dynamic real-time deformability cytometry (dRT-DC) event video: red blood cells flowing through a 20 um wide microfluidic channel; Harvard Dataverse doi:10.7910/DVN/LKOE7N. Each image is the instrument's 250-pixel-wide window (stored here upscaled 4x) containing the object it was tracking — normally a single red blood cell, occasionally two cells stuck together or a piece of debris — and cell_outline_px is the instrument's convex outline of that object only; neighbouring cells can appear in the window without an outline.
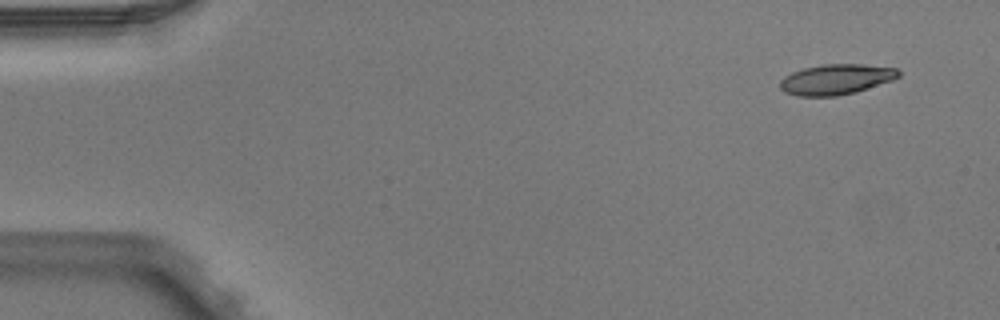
{"species": "Egyptian fruit bat (a non-hibernating species)", "species_latin": "Rousettus aegyptiacus", "temperature_condition": "warm", "stored_images_in_passage": 4, "camera_frame_rate_fps": 3000, "um_per_image_px": 0.085, "animal": {"sex": "male"}, "frame": {"image": 1, "passage_image": 1, "time_ms": 0.0, "image_size_px": [1000, 320], "cell_outline_px": [[900, 76], [892, 80], [856, 92], [836, 96], [796, 96], [784, 92], [780, 88], [780, 80], [784, 76], [792, 72], [804, 68], [824, 64], [864, 64], [896, 68], [900, 72]], "centroid_in_image_um": [71.05, 6.75], "position_along_channel_um": 13.9, "area_um2": 21.04}}
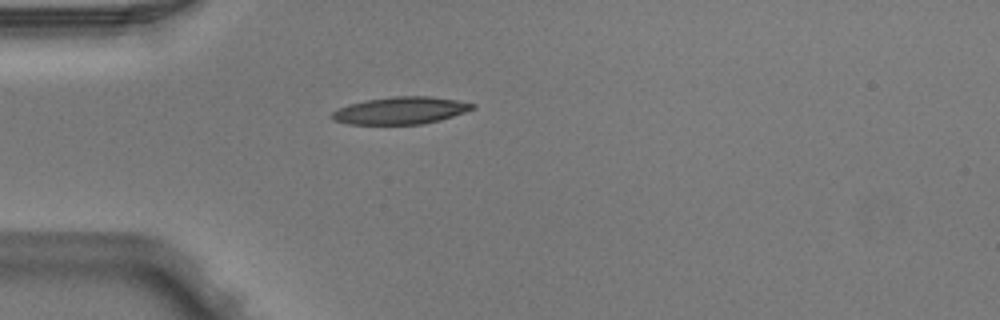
{"frame": {"image": 2, "passage_image": 4, "time_ms": 1.0, "image_size_px": [1000, 320], "cell_outline_px": [[476, 108], [440, 120], [420, 124], [348, 124], [332, 120], [332, 112], [340, 108], [364, 100], [396, 96], [428, 96], [456, 100], [476, 104]], "centroid_in_image_um": [34.07, 9.39], "position_along_channel_um": 50.9, "area_um2": 22.08}}